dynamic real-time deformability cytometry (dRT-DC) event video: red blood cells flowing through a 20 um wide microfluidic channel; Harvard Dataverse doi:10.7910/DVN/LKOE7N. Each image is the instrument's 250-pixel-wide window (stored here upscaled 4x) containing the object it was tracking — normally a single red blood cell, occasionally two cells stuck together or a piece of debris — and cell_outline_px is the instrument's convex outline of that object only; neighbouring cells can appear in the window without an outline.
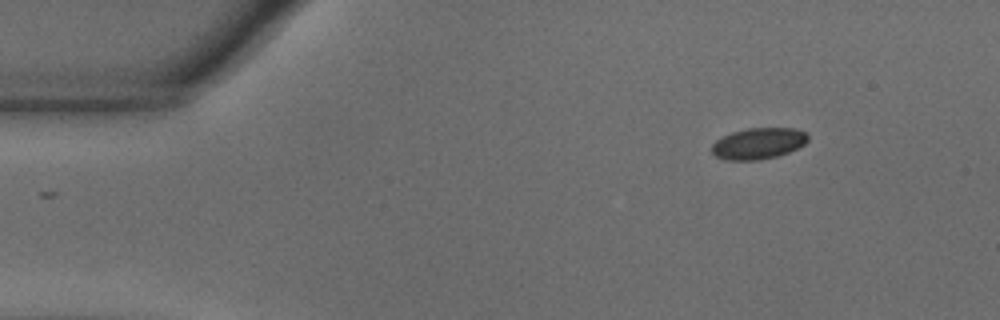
{"species": "common noctule bat (a hibernating species)", "species_latin": "Nyctalus noctula", "temperature_condition": "warm", "stored_images_in_passage": 49, "camera_frame_rate_fps": 3000, "um_per_image_px": 0.085, "animal": {"sex": "male", "body_mass_g": 18.8}, "frame": {"image": 1, "passage_image": 1, "time_ms": 0.0, "image_size_px": [1000, 320], "cell_outline_px": [[808, 140], [804, 144], [788, 152], [776, 156], [760, 160], [724, 160], [716, 156], [712, 152], [712, 144], [716, 140], [732, 132], [748, 128], [796, 128], [804, 132], [808, 136]], "centroid_in_image_um": [64.45, 12.19], "position_along_channel_um": 20.6, "area_um2": 17.4}}
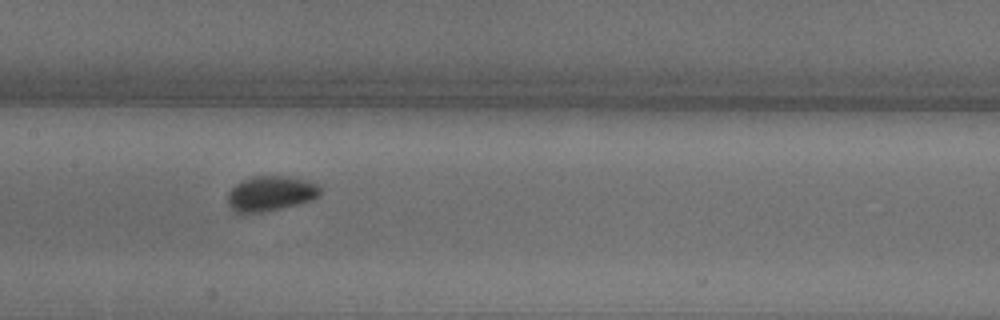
{"frame": {"image": 2, "passage_image": 21, "time_ms": 6.667, "image_size_px": [1000, 320], "cell_outline_px": [[320, 196], [312, 200], [300, 204], [264, 212], [236, 212], [228, 204], [228, 192], [236, 184], [252, 176], [292, 176], [308, 180], [320, 184]], "centroid_in_image_um": [23.07, 16.43], "position_along_channel_um": 184.3, "area_um2": 19.07}}
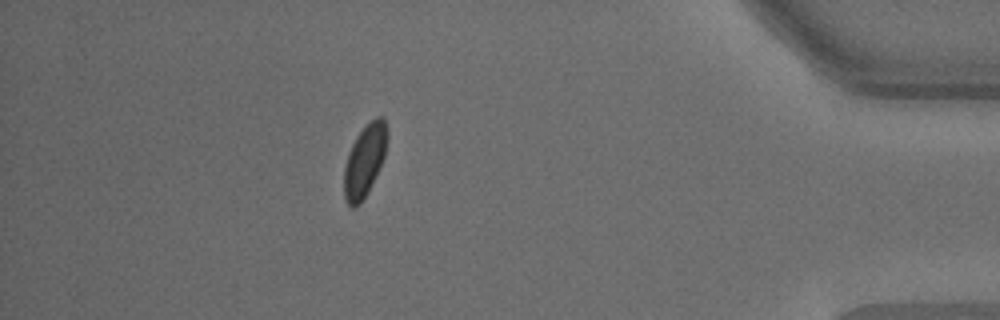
{"frame": {"image": 3, "passage_image": 43, "time_ms": 14.0, "image_size_px": [1000, 320], "cell_outline_px": [[388, 140], [384, 156], [368, 192], [360, 204], [356, 208], [352, 208], [348, 204], [344, 196], [344, 168], [348, 152], [356, 136], [376, 116], [384, 116], [388, 132]], "centroid_in_image_um": [31.0, 13.65], "position_along_channel_um": 404.2, "area_um2": 18.09}, "authors_computed_cell_mechanics": {"area_um2": 18.2648, "velocity_mm_per_s": 3.6414, "shape_relaxation_time_tau1_ms": 3.7934, "shape_relaxation_time_tau2_ms": null, "deformation_change_tau1": 0.1029, "deformation_change_tau2": null}}